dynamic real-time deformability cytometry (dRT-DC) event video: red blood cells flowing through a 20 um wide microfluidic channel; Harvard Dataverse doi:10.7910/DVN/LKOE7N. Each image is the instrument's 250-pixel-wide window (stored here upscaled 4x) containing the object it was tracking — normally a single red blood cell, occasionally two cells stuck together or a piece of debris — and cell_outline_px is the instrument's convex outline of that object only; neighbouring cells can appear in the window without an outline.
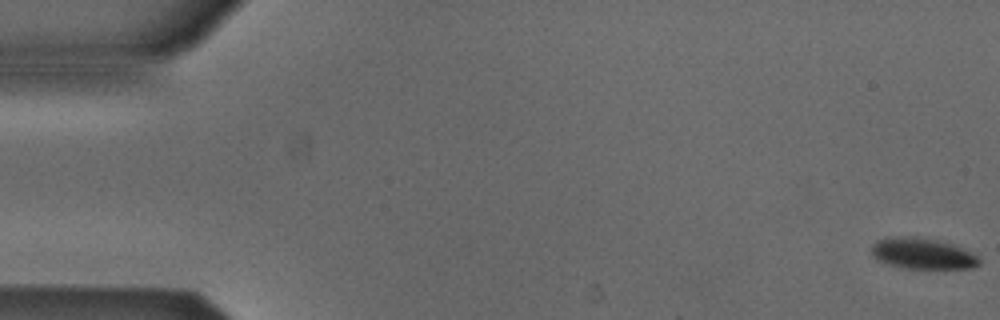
{"species": "Egyptian fruit bat (a non-hibernating species)", "species_latin": "Rousettus aegyptiacus", "temperature_condition": "cold", "stored_images_in_passage": 16, "camera_frame_rate_fps": 3000, "um_per_image_px": 0.085, "animal": {"sex": "male"}, "frame": {"image": 1, "passage_image": 1, "time_ms": 0.0, "image_size_px": [1000, 320], "cell_outline_px": [[980, 264], [972, 268], [904, 268], [888, 264], [876, 260], [872, 256], [872, 244], [876, 240], [908, 236], [912, 236], [936, 240], [960, 248], [976, 256], [980, 260]], "centroid_in_image_um": [78.36, 21.57], "position_along_channel_um": 6.6, "area_um2": 18.96}}